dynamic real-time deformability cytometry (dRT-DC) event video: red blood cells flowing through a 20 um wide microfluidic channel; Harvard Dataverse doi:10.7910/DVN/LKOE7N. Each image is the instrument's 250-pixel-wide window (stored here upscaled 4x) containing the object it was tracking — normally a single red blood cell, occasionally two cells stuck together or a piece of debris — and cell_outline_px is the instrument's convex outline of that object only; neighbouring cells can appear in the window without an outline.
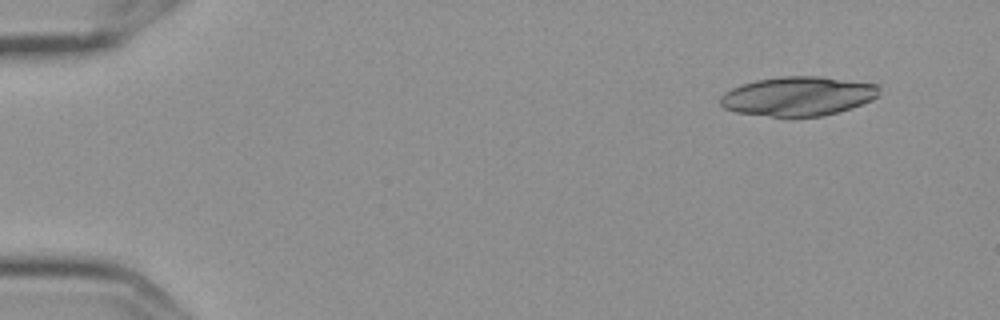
{"species": "Egyptian fruit bat (a non-hibernating species)", "species_latin": "Rousettus aegyptiacus", "temperature_condition": "cold", "stored_images_in_passage": 8, "camera_frame_rate_fps": 3000, "um_per_image_px": 0.085, "frame": {"image": 1, "passage_image": 1, "time_ms": 0.0, "image_size_px": [1000, 320], "cell_outline_px": [[880, 96], [872, 100], [852, 108], [824, 116], [768, 116], [736, 112], [724, 108], [720, 104], [720, 96], [724, 92], [740, 84], [756, 80], [780, 76], [820, 76], [880, 84]], "centroid_in_image_um": [67.87, 8.16], "position_along_channel_um": 17.1, "area_um2": 36.7}}
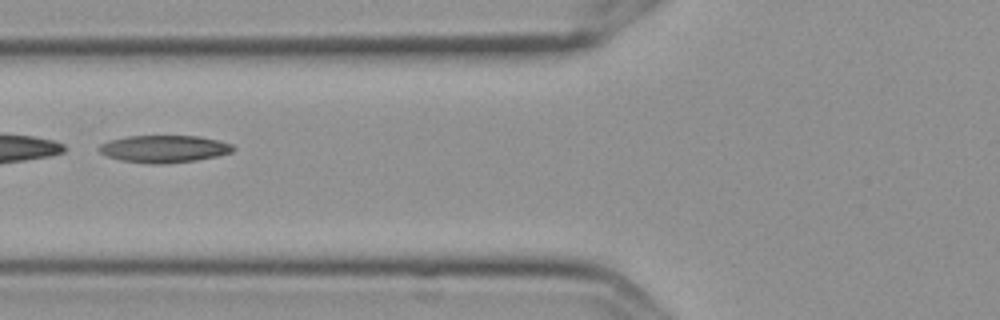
{"frame": {"image": 2, "passage_image": 6, "time_ms": 1.667, "image_size_px": [1000, 320], "cell_outline_px": [[236, 148], [232, 152], [216, 156], [196, 160], [164, 164], [148, 164], [120, 160], [108, 156], [100, 152], [96, 148], [100, 144], [108, 140], [128, 136], [200, 136], [220, 140], [232, 144]], "centroid_in_image_um": [13.94, 12.65], "position_along_channel_um": 111.9, "area_um2": 21.5}}
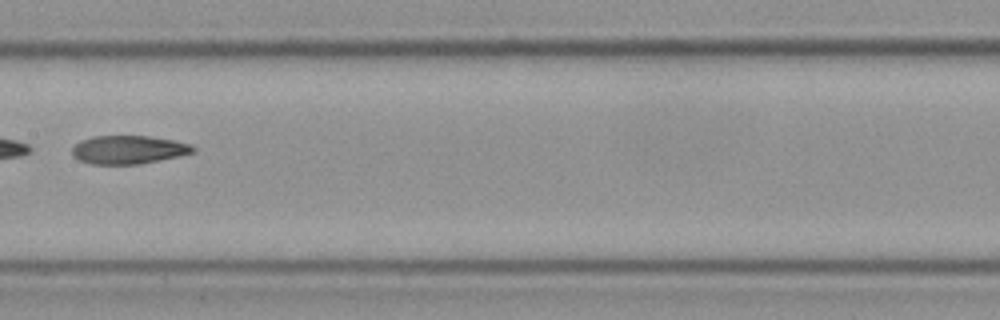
{"frame": {"image": 3, "passage_image": 8, "time_ms": 2.333, "image_size_px": [1000, 320], "cell_outline_px": [[196, 152], [180, 156], [136, 164], [92, 164], [80, 160], [72, 156], [72, 148], [80, 140], [92, 136], [148, 136], [172, 140], [192, 144], [196, 148]], "centroid_in_image_um": [10.93, 12.72], "position_along_channel_um": 196.5, "area_um2": 20.0}}